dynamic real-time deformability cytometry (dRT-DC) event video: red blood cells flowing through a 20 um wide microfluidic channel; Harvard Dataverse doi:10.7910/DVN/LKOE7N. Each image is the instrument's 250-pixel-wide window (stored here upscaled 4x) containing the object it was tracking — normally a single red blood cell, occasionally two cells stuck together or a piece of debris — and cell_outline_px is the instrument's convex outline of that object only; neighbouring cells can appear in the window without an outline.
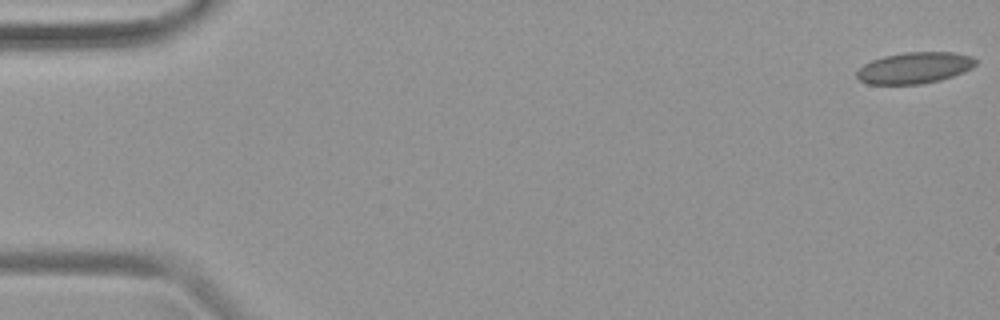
{"species": "common noctule bat (a hibernating species)", "species_latin": "Nyctalus noctula", "temperature_condition": "warm", "stored_images_in_passage": 11, "camera_frame_rate_fps": 3000, "um_per_image_px": 0.085, "animal": {"sex": "female", "body_mass_g": 19.9}, "frame": {"image": 1, "passage_image": 1, "time_ms": 0.0, "image_size_px": [1000, 320], "cell_outline_px": [[976, 64], [952, 76], [940, 80], [920, 84], [868, 84], [860, 80], [856, 76], [856, 72], [864, 64], [872, 60], [884, 56], [908, 52], [952, 52], [972, 56], [976, 60]], "centroid_in_image_um": [77.7, 5.76], "position_along_channel_um": 7.3, "area_um2": 21.39}}